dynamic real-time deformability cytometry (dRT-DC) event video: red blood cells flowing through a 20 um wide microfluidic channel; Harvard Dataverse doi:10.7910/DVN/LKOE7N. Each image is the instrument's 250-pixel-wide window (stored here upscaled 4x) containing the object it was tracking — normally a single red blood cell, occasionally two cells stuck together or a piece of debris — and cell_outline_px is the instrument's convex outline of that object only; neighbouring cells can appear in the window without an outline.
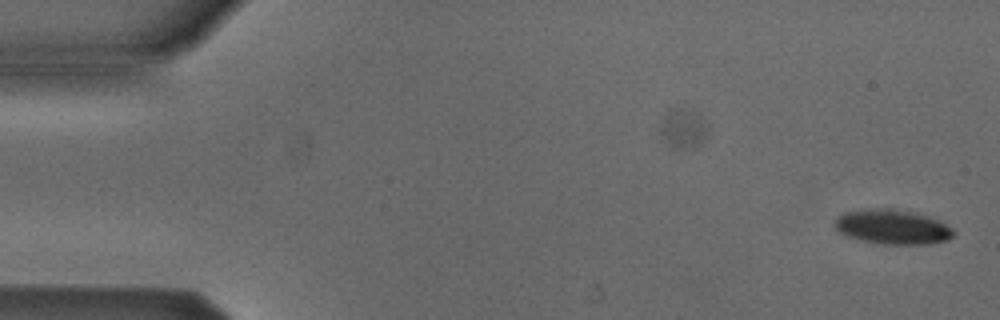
{"species": "Egyptian fruit bat (a non-hibernating species)", "species_latin": "Rousettus aegyptiacus", "temperature_condition": "cold", "stored_images_in_passage": 3, "camera_frame_rate_fps": 3000, "um_per_image_px": 0.085, "animal": {"sex": "male"}, "frame": {"image": 1, "passage_image": 3, "time_ms": 0.667, "image_size_px": [1000, 320], "cell_outline_px": [[956, 232], [952, 236], [944, 240], [928, 244], [884, 244], [864, 240], [848, 236], [840, 232], [836, 228], [836, 216], [844, 212], [864, 208], [892, 208], [928, 216], [940, 220]], "centroid_in_image_um": [75.85, 19.27], "position_along_channel_um": 9.2, "area_um2": 23.76}}